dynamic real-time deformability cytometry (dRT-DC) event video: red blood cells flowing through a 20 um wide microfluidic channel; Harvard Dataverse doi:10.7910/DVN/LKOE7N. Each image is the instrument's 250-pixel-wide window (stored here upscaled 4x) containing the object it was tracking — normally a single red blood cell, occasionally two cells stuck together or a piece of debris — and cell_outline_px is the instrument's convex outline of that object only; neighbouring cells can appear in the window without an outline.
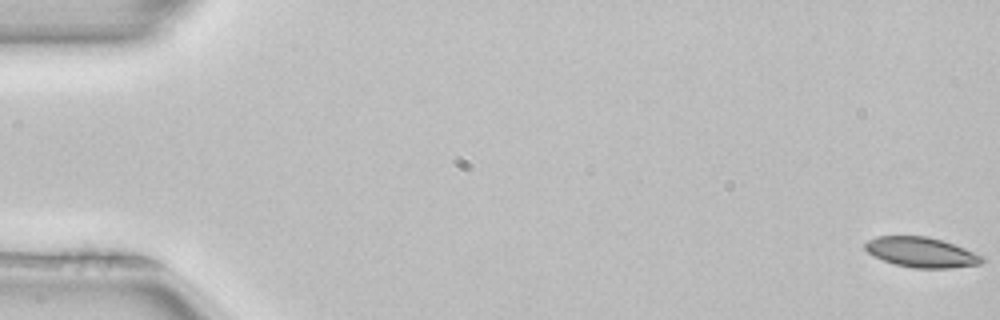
{"species": "common noctule bat (a hibernating species)", "species_latin": "Nyctalus noctula", "temperature_condition": "room temperature", "stored_images_in_passage": 52, "camera_frame_rate_fps": 3000, "um_per_image_px": 0.085, "animal": {"sex": "female", "body_mass_g": 22.7, "forearm_length_mm": 54.2}, "frame": {"image": 1, "passage_image": 1, "time_ms": 0.0, "image_size_px": [1000, 320], "cell_outline_px": [[984, 260], [980, 264], [948, 268], [912, 268], [896, 264], [872, 256], [864, 248], [864, 244], [868, 240], [876, 236], [928, 236], [964, 248], [984, 256]], "centroid_in_image_um": [78.29, 21.44], "position_along_channel_um": 6.7, "area_um2": 20.4}}
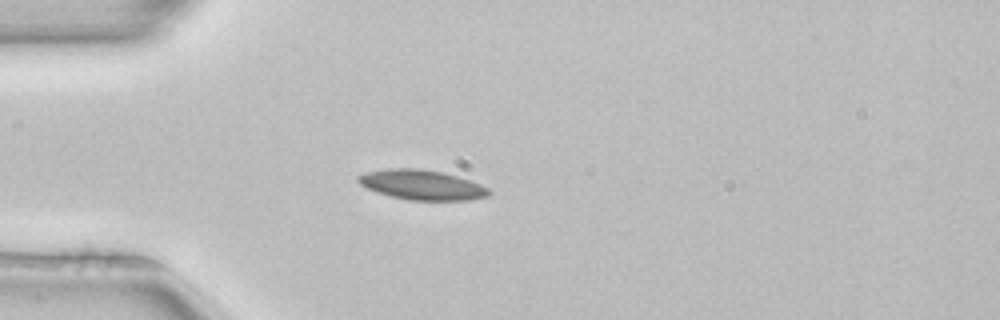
{"frame": {"image": 2, "passage_image": 15, "time_ms": 4.667, "image_size_px": [1000, 320], "cell_outline_px": [[492, 192], [488, 196], [468, 200], [408, 200], [376, 192], [360, 184], [356, 180], [356, 176], [364, 172], [388, 168], [416, 168], [444, 172], [480, 184], [488, 188]], "centroid_in_image_um": [35.83, 15.7], "position_along_channel_um": 49.2, "area_um2": 22.77}}
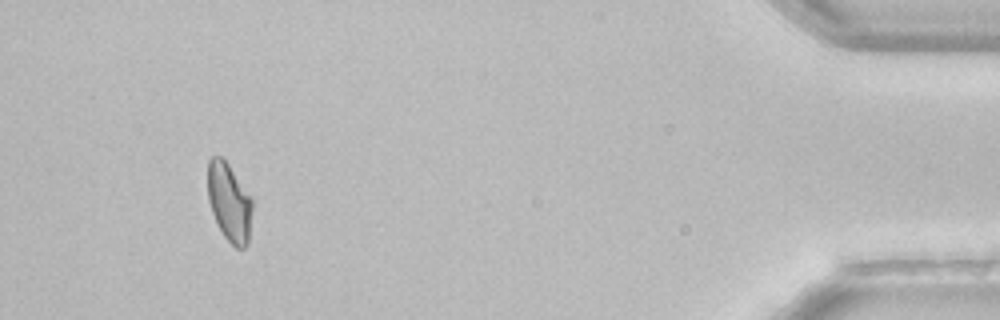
{"frame": {"image": 3, "passage_image": 49, "time_ms": 16.0, "image_size_px": [1000, 320], "cell_outline_px": [[252, 208], [248, 244], [244, 248], [236, 248], [224, 236], [212, 212], [208, 200], [208, 160], [212, 156], [220, 156], [228, 164], [252, 200]], "centroid_in_image_um": [19.48, 17.2], "position_along_channel_um": 415.7, "area_um2": 19.94}, "authors_computed_cell_mechanics": {"area_um2": 21.3282, "velocity_mm_per_s": 3.9791, "shape_relaxation_time_tau1_ms": 4.2438, "shape_relaxation_time_tau2_ms": null, "deformation_change_tau1": 0.0905, "deformation_change_tau2": null}}